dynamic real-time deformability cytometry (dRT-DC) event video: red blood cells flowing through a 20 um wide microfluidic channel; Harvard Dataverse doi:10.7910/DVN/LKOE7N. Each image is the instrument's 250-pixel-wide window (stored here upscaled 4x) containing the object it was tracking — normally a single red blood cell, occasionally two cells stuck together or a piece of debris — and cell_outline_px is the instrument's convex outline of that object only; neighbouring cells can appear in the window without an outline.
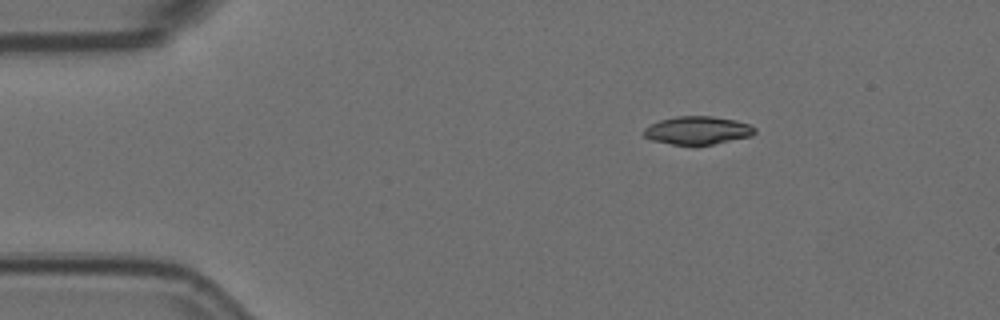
{"species": "Egyptian fruit bat (a non-hibernating species)", "species_latin": "Rousettus aegyptiacus", "temperature_condition": "room temperature", "stored_images_in_passage": 50, "camera_frame_rate_fps": 3000, "um_per_image_px": 0.085, "animal": {"sex": "female"}, "frame": {"image": 1, "passage_image": 1, "time_ms": 0.0, "image_size_px": [1000, 320], "cell_outline_px": [[756, 132], [752, 136], [712, 144], [672, 144], [648, 140], [644, 136], [644, 128], [660, 120], [676, 116], [712, 116], [736, 120], [748, 124], [756, 128]], "centroid_in_image_um": [59.29, 11.07], "position_along_channel_um": 25.7, "area_um2": 18.09}}
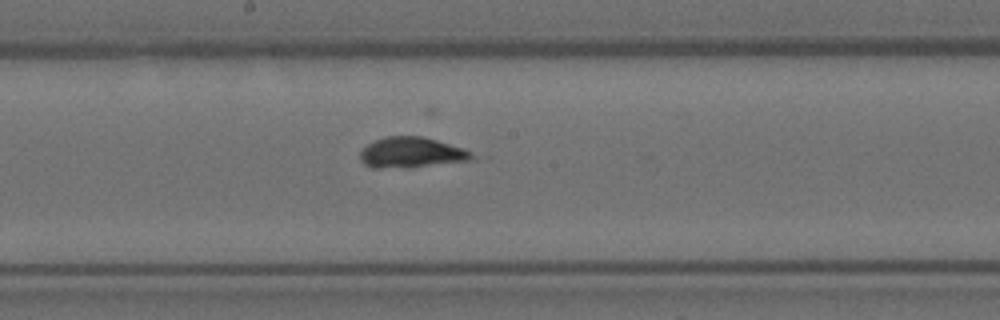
{"frame": {"image": 2, "passage_image": 22, "time_ms": 7.0, "image_size_px": [1000, 320], "cell_outline_px": [[472, 156], [468, 160], [408, 168], [372, 168], [364, 164], [360, 160], [360, 152], [368, 144], [384, 136], [420, 136], [436, 140], [464, 148]], "centroid_in_image_um": [34.88, 12.97], "position_along_channel_um": 213.3, "area_um2": 19.65}}
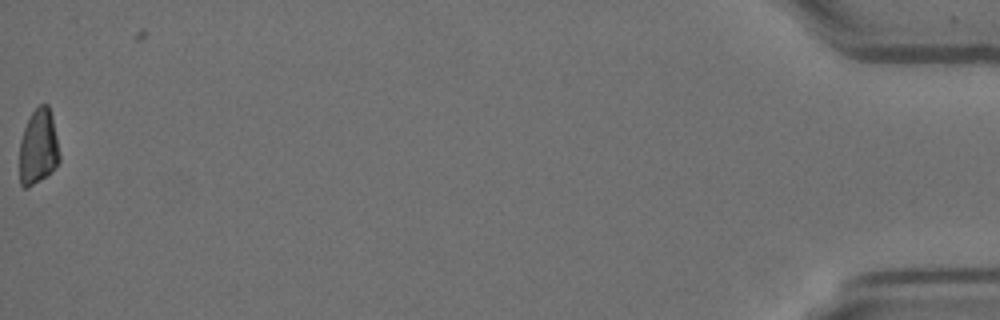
{"frame": {"image": 3, "passage_image": 49, "time_ms": 16.0, "image_size_px": [1000, 320], "cell_outline_px": [[60, 160], [52, 172], [28, 188], [24, 188], [20, 184], [20, 140], [24, 128], [32, 112], [40, 104], [48, 104], [52, 116], [60, 156]], "centroid_in_image_um": [3.26, 12.52], "position_along_channel_um": 431.9, "area_um2": 17.51}, "authors_computed_cell_mechanics": {"area_um2": 18.9873, "velocity_mm_per_s": 3.5761, "shape_relaxation_time_tau1_ms": 4.6811, "shape_relaxation_time_tau2_ms": 1.8287, "deformation_change_tau1": 0.1542, "deformation_change_tau2": 0.1134}}